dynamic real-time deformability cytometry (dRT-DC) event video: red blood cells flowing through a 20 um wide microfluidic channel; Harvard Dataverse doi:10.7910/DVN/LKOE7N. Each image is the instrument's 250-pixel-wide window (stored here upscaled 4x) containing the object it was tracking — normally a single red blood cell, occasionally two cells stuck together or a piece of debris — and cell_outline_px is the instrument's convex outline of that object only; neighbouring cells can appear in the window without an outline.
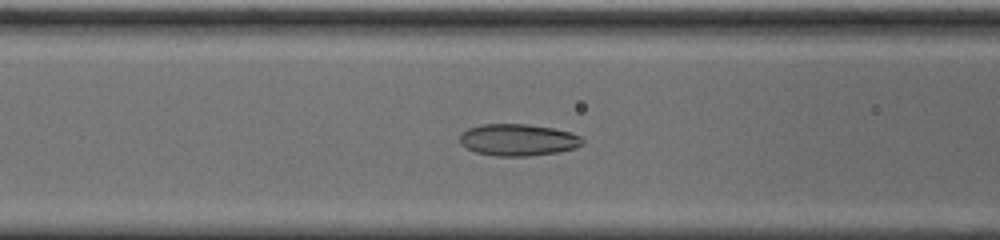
{"species": "common noctule bat (a hibernating species)", "species_latin": "Nyctalus noctula", "temperature_condition": "cold", "stored_images_in_passage": 52, "camera_frame_rate_fps": 3000, "um_per_image_px": 0.085, "animal": {"sex": "male", "body_mass_g": 20.0, "forearm_length_mm": 53.3}, "frame": {"image": 1, "passage_image": 18, "time_ms": 5.667, "image_size_px": [1000, 240], "cell_outline_px": [[584, 144], [576, 148], [560, 152], [528, 156], [496, 156], [476, 152], [460, 144], [460, 132], [468, 128], [480, 124], [528, 124], [552, 128], [572, 132], [580, 136], [584, 140]], "centroid_in_image_um": [44.05, 11.89], "position_along_channel_um": 122.5, "area_um2": 23.0}}
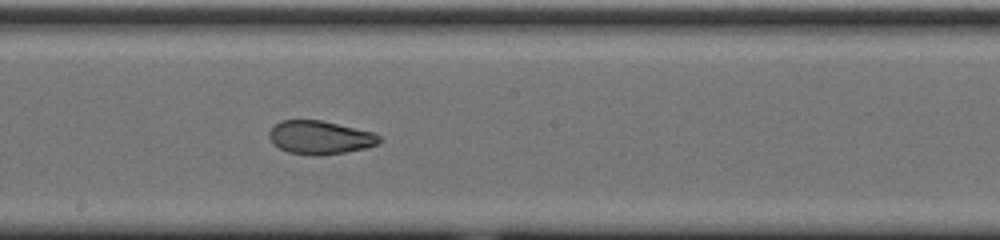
{"frame": {"image": 2, "passage_image": 26, "time_ms": 8.333, "image_size_px": [1000, 240], "cell_outline_px": [[384, 140], [380, 144], [364, 148], [344, 152], [320, 156], [312, 156], [288, 152], [272, 144], [268, 136], [268, 132], [280, 120], [320, 120], [372, 132], [380, 136]], "centroid_in_image_um": [27.19, 11.7], "position_along_channel_um": 221.0, "area_um2": 21.56}}
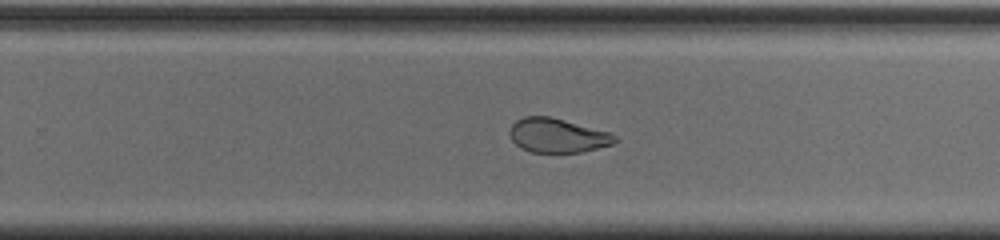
{"frame": {"image": 3, "passage_image": 31, "time_ms": 10.0, "image_size_px": [1000, 240], "cell_outline_px": [[616, 140], [612, 144], [580, 152], [532, 152], [520, 148], [512, 140], [508, 132], [512, 124], [516, 120], [524, 116], [552, 116], [608, 132], [616, 136]], "centroid_in_image_um": [47.33, 11.5], "position_along_channel_um": 282.5, "area_um2": 20.87}, "authors_computed_cell_mechanics": {"area_um2": 24.0159, "velocity_mm_per_s": 3.6965, "shape_relaxation_time_tau1_ms": null, "shape_relaxation_time_tau2_ms": 1.55, "deformation_change_tau1": null, "deformation_change_tau2": 0.0713}}